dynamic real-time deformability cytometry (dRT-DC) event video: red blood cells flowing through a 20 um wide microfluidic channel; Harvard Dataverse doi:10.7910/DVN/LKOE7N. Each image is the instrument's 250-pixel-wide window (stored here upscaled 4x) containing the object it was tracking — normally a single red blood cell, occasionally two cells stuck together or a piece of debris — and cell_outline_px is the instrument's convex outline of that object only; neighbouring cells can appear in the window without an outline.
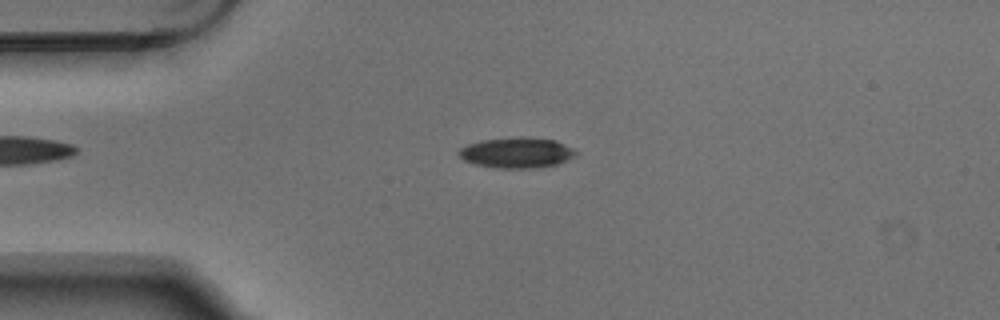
{"species": "Egyptian fruit bat (a non-hibernating species)", "species_latin": "Rousettus aegyptiacus", "temperature_condition": "warm", "stored_images_in_passage": 3, "camera_frame_rate_fps": 3000, "um_per_image_px": 0.085, "animal": {"sex": "male"}, "frame": {"image": 1, "passage_image": 3, "time_ms": 0.667, "image_size_px": [1000, 320], "cell_outline_px": [[576, 152], [572, 156], [556, 164], [536, 168], [500, 168], [476, 164], [464, 160], [456, 152], [460, 148], [468, 144], [480, 140], [520, 136], [556, 140], [572, 148]], "centroid_in_image_um": [43.86, 12.96], "position_along_channel_um": 41.1, "area_um2": 20.63}}